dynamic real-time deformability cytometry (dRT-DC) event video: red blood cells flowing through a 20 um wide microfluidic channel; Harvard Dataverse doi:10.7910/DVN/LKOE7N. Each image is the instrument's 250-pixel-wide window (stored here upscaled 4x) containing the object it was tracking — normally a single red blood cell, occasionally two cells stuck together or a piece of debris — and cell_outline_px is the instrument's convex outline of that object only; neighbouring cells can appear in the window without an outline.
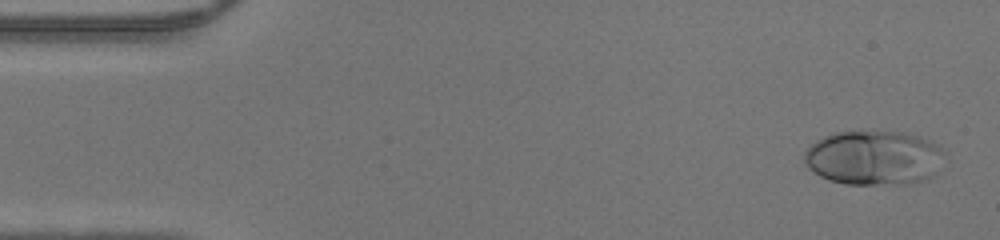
{"species": "human", "species_latin": "Homo sapiens", "temperature_condition": "warm", "stored_images_in_passage": 46, "camera_frame_rate_fps": 3000, "um_per_image_px": 0.085, "donor": {"sex": "male"}, "frame": {"image": 1, "passage_image": 2, "time_ms": 0.333, "image_size_px": [1000, 240], "cell_outline_px": [[948, 152], [936, 172], [932, 176], [924, 180], [904, 184], [844, 184], [820, 176], [808, 168], [804, 160], [804, 152], [816, 140], [824, 136], [836, 132], [904, 132], [920, 136], [936, 144]], "centroid_in_image_um": [74.31, 13.41], "position_along_channel_um": 10.7, "area_um2": 44.68}}
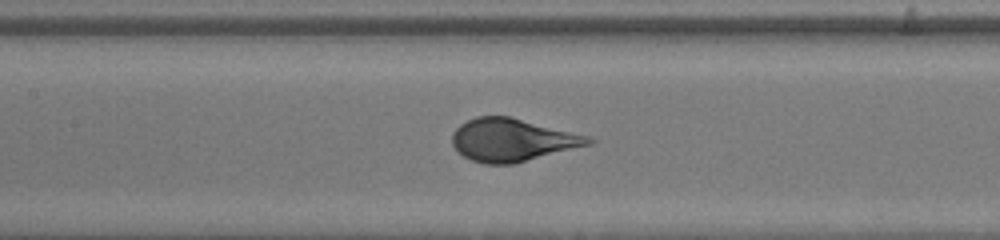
{"frame": {"image": 2, "passage_image": 21, "time_ms": 6.667, "image_size_px": [1000, 240], "cell_outline_px": [[596, 140], [592, 144], [512, 164], [484, 164], [472, 160], [464, 156], [452, 144], [452, 132], [460, 124], [476, 116], [508, 116], [588, 136]], "centroid_in_image_um": [43.52, 11.9], "position_along_channel_um": 163.9, "area_um2": 33.58}}
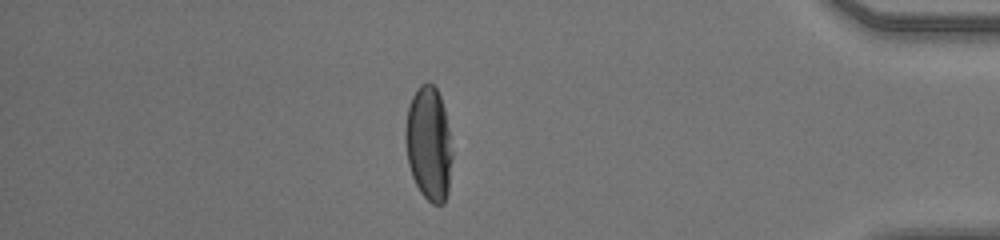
{"frame": {"image": 3, "passage_image": 40, "time_ms": 13.0, "image_size_px": [1000, 240], "cell_outline_px": [[452, 156], [448, 192], [444, 204], [432, 204], [420, 192], [412, 176], [408, 164], [404, 140], [404, 128], [408, 108], [412, 96], [416, 88], [420, 84], [428, 80], [436, 88], [440, 96], [444, 108], [448, 128], [452, 152]], "centroid_in_image_um": [36.42, 12.19], "position_along_channel_um": 398.8, "area_um2": 31.39}}